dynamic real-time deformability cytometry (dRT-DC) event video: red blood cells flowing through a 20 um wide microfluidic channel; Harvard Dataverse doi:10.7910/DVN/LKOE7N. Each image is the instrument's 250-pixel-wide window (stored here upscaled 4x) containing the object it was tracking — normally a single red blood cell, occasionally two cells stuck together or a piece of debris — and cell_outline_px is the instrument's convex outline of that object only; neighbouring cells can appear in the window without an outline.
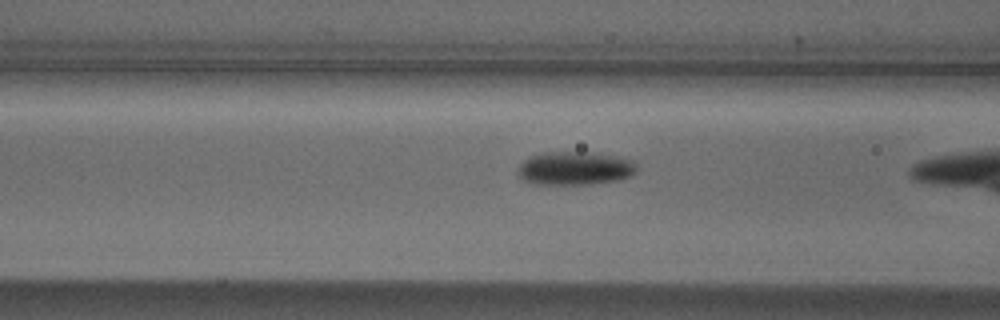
{"species": "Egyptian fruit bat (a non-hibernating species)", "species_latin": "Rousettus aegyptiacus", "temperature_condition": "cold", "stored_images_in_passage": 19, "camera_frame_rate_fps": 3000, "um_per_image_px": 0.085, "animal": {"sex": "male"}, "frame": {"image": 1, "passage_image": 18, "time_ms": 5.667, "image_size_px": [1000, 320], "cell_outline_px": [[636, 172], [628, 176], [616, 180], [584, 184], [536, 184], [524, 180], [516, 172], [516, 168], [528, 156], [540, 152], [592, 152], [620, 156], [632, 160], [636, 164]], "centroid_in_image_um": [48.82, 14.28], "position_along_channel_um": 117.8, "area_um2": 23.29}}